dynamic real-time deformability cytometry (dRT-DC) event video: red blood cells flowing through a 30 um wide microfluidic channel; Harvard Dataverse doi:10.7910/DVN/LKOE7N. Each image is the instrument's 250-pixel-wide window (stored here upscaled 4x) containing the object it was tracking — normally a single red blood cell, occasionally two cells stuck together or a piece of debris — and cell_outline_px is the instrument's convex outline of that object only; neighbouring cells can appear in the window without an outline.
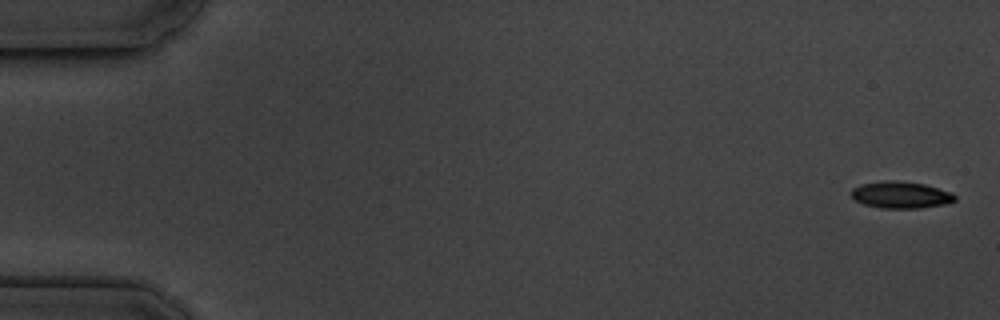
{"species": "common noctule bat (a hibernating species)", "species_latin": "Nyctalus noctula", "temperature_condition": "cold", "stored_images_in_passage": 9, "camera_frame_rate_fps": 3000, "um_per_image_px": 0.085, "animal": {"sex": "male", "body_mass_g": 19.5, "forearm_length_mm": 54.6}, "frame": {"image": 1, "passage_image": 1, "time_ms": 0.0, "image_size_px": [1000, 320], "cell_outline_px": [[956, 200], [944, 204], [920, 208], [880, 208], [864, 204], [856, 200], [852, 196], [852, 188], [860, 184], [884, 180], [896, 180], [924, 184], [952, 192], [956, 196]], "centroid_in_image_um": [76.57, 16.56], "position_along_channel_um": 8.4, "area_um2": 16.18}}
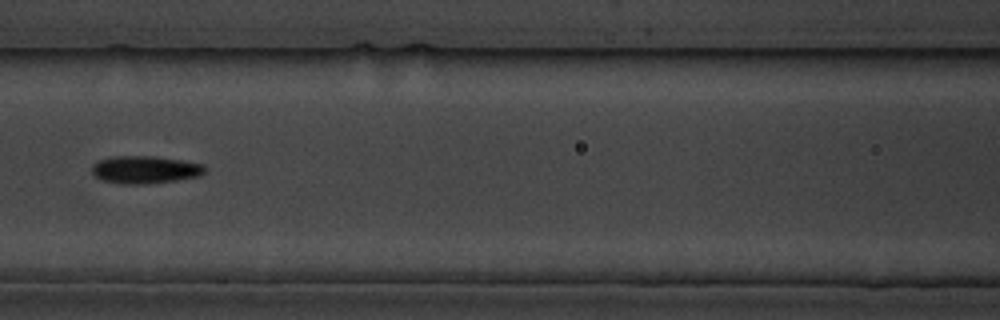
{"frame": {"image": 2, "passage_image": 8, "time_ms": 8.0, "image_size_px": [1000, 320], "cell_outline_px": [[204, 172], [200, 176], [176, 180], [144, 184], [120, 184], [100, 180], [92, 172], [92, 164], [100, 160], [112, 156], [156, 156], [204, 164]], "centroid_in_image_um": [12.3, 14.42], "position_along_channel_um": 154.3, "area_um2": 18.21}}
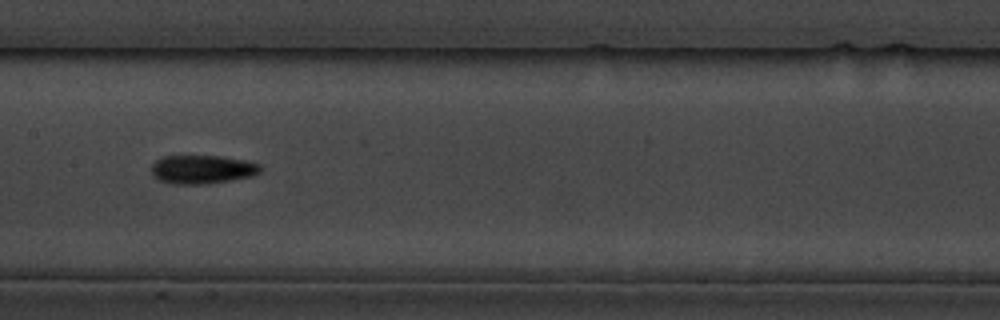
{"frame": {"image": 3, "passage_image": 9, "time_ms": 9.0, "image_size_px": [1000, 320], "cell_outline_px": [[260, 172], [252, 176], [204, 184], [172, 184], [160, 180], [152, 176], [152, 164], [156, 160], [164, 156], [220, 156], [244, 160], [260, 164]], "centroid_in_image_um": [17.16, 14.4], "position_along_channel_um": 190.2, "area_um2": 18.03}}